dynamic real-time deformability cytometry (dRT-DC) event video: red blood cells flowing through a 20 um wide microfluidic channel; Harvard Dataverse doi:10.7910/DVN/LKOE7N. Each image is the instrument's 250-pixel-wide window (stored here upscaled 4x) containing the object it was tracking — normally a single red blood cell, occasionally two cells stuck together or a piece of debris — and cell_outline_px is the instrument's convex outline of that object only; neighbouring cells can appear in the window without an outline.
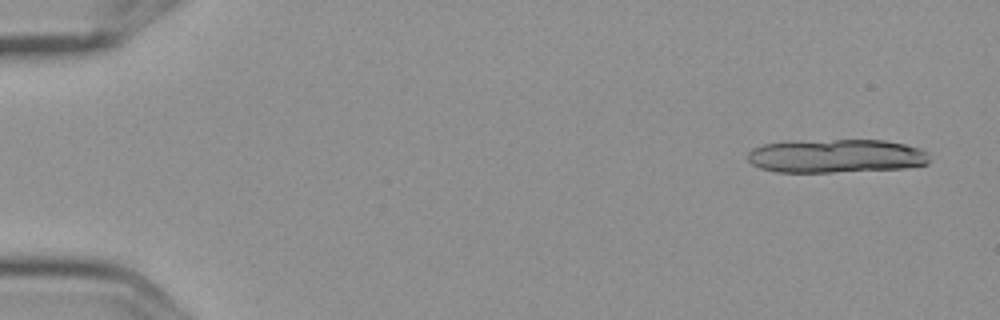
{"species": "Egyptian fruit bat (a non-hibernating species)", "species_latin": "Rousettus aegyptiacus", "temperature_condition": "cold", "stored_images_in_passage": 9, "segment_of_instrument_passage": [1, 2], "camera_frame_rate_fps": 3000, "um_per_image_px": 0.085, "frame": {"image": 1, "passage_image": 1, "time_ms": 0.0, "image_size_px": [1000, 320], "cell_outline_px": [[928, 164], [904, 168], [832, 172], [776, 172], [760, 168], [752, 164], [748, 160], [748, 152], [752, 148], [764, 144], [784, 140], [884, 140], [904, 144], [920, 148], [928, 152]], "centroid_in_image_um": [71.02, 13.25], "position_along_channel_um": 14.0, "area_um2": 36.01}}